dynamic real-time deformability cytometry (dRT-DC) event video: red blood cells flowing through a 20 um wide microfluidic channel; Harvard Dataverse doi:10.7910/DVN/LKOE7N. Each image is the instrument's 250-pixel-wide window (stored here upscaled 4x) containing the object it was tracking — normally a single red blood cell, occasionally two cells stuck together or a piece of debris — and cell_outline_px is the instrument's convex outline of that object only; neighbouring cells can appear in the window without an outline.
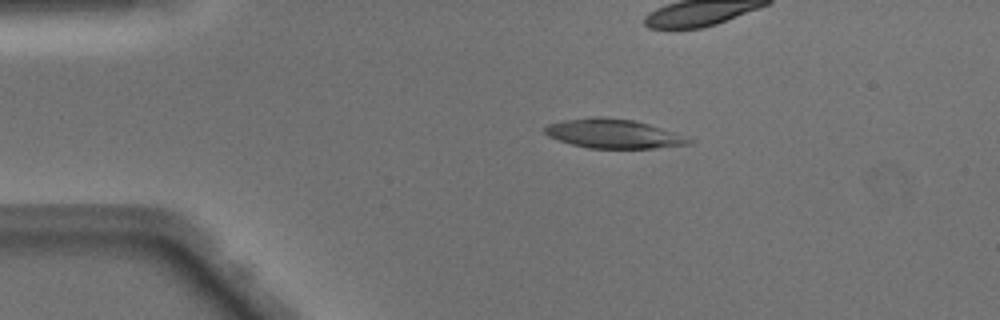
{"species": "Egyptian fruit bat (a non-hibernating species)", "species_latin": "Rousettus aegyptiacus", "temperature_condition": "warm", "stored_images_in_passage": 38, "camera_frame_rate_fps": 3000, "um_per_image_px": 0.085, "animal": {"sex": "male"}, "frame": {"image": 1, "passage_image": 6, "time_ms": 1.667, "image_size_px": [1000, 320], "cell_outline_px": [[696, 140], [692, 144], [656, 148], [588, 148], [572, 144], [548, 136], [544, 132], [544, 128], [548, 124], [564, 120], [592, 116], [604, 116], [636, 120], [688, 136]], "centroid_in_image_um": [52.21, 11.35], "position_along_channel_um": 32.8, "area_um2": 24.8}}